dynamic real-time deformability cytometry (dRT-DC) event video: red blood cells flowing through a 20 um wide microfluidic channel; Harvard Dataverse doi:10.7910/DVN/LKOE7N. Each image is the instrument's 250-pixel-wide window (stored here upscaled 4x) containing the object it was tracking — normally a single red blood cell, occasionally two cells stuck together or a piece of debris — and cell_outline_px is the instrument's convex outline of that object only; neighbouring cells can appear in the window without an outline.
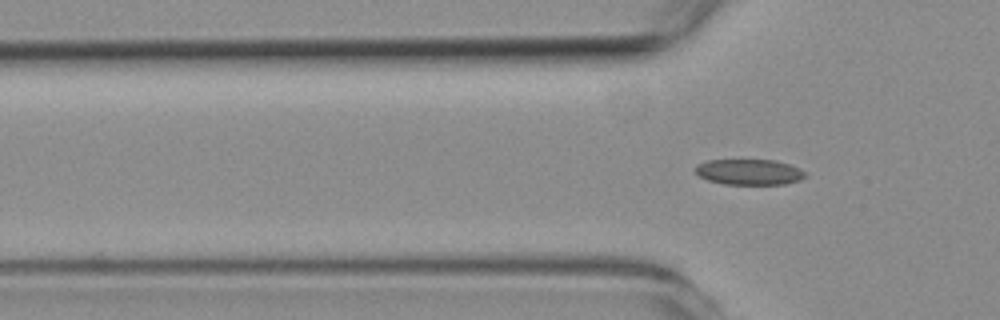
{"species": "common noctule bat (a hibernating species)", "species_latin": "Nyctalus noctula", "temperature_condition": "room temperature", "stored_images_in_passage": 5, "camera_frame_rate_fps": 3000, "um_per_image_px": 0.085, "animal": {"sex": "female", "body_mass_g": 19.3, "forearm_length_mm": 54.1}, "frame": {"image": 1, "passage_image": 5, "time_ms": 5.333, "image_size_px": [1000, 320], "cell_outline_px": [[808, 176], [800, 180], [784, 184], [724, 184], [708, 180], [700, 176], [692, 168], [696, 164], [708, 160], [776, 160], [800, 168]], "centroid_in_image_um": [63.67, 14.61], "position_along_channel_um": 62.1, "area_um2": 16.53}}